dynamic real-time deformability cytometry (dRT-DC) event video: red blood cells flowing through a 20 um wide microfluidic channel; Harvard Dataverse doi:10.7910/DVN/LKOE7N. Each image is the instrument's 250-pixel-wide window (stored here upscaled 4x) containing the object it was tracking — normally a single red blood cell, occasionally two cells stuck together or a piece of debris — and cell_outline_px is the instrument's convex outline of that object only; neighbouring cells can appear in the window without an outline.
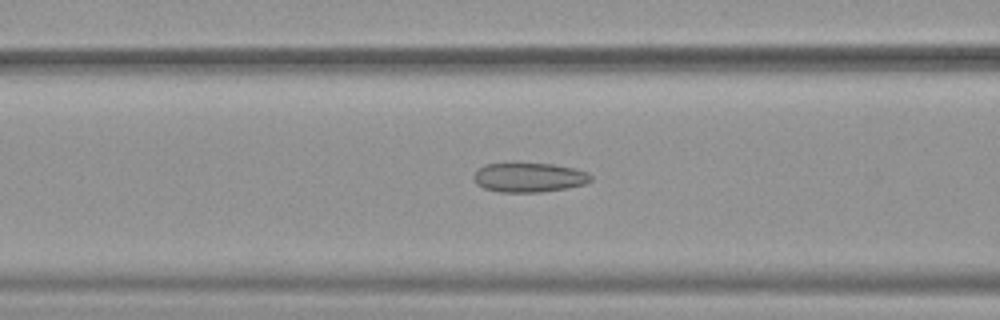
{"species": "common noctule bat (a hibernating species)", "species_latin": "Nyctalus noctula", "temperature_condition": "warm", "stored_images_in_passage": 52, "camera_frame_rate_fps": 3000, "um_per_image_px": 0.085, "animal": {"sex": "female", "body_mass_g": 19.9}, "frame": {"image": 1, "passage_image": 21, "time_ms": 6.667, "image_size_px": [1000, 320], "cell_outline_px": [[592, 180], [584, 184], [568, 188], [540, 192], [500, 192], [484, 188], [476, 184], [472, 180], [472, 176], [476, 168], [484, 164], [556, 164], [588, 172], [592, 176]], "centroid_in_image_um": [44.93, 15.09], "position_along_channel_um": 121.7, "area_um2": 20.17}}
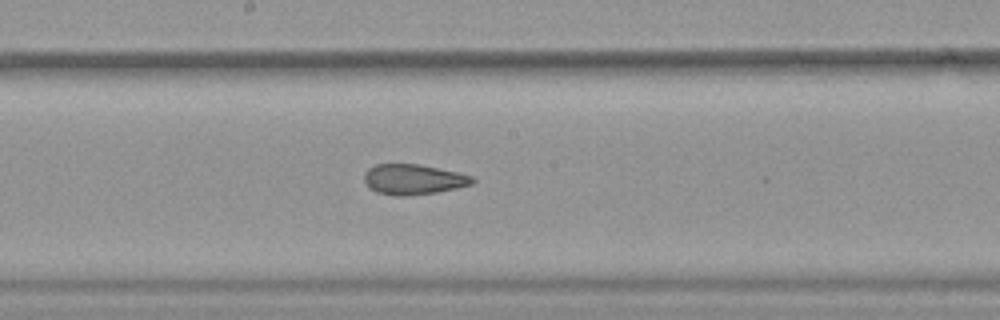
{"frame": {"image": 2, "passage_image": 28, "time_ms": 9.0, "image_size_px": [1000, 320], "cell_outline_px": [[476, 180], [472, 184], [456, 188], [436, 192], [404, 196], [396, 196], [376, 192], [364, 180], [364, 172], [368, 168], [376, 164], [420, 164], [456, 172], [472, 176]], "centroid_in_image_um": [35.13, 15.24], "position_along_channel_um": 213.1, "area_um2": 18.96}}
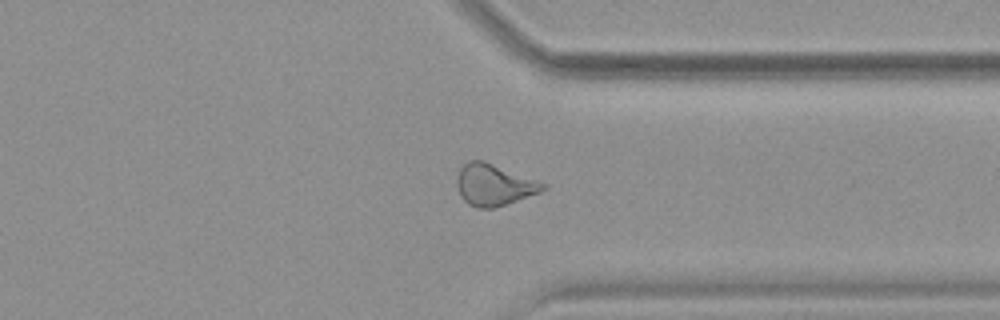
{"frame": {"image": 3, "passage_image": 40, "time_ms": 13.0, "image_size_px": [1000, 320], "cell_outline_px": [[548, 188], [540, 192], [492, 208], [476, 208], [468, 204], [460, 196], [456, 184], [456, 176], [460, 168], [468, 160], [484, 160], [548, 184]], "centroid_in_image_um": [41.97, 15.69], "position_along_channel_um": 369.4, "area_um2": 20.87}, "authors_computed_cell_mechanics": {"area_um2": 21.9062, "velocity_mm_per_s": 3.9266, "shape_relaxation_time_tau1_ms": null, "shape_relaxation_time_tau2_ms": 2.3106, "deformation_change_tau1": null, "deformation_change_tau2": 0.0995}}